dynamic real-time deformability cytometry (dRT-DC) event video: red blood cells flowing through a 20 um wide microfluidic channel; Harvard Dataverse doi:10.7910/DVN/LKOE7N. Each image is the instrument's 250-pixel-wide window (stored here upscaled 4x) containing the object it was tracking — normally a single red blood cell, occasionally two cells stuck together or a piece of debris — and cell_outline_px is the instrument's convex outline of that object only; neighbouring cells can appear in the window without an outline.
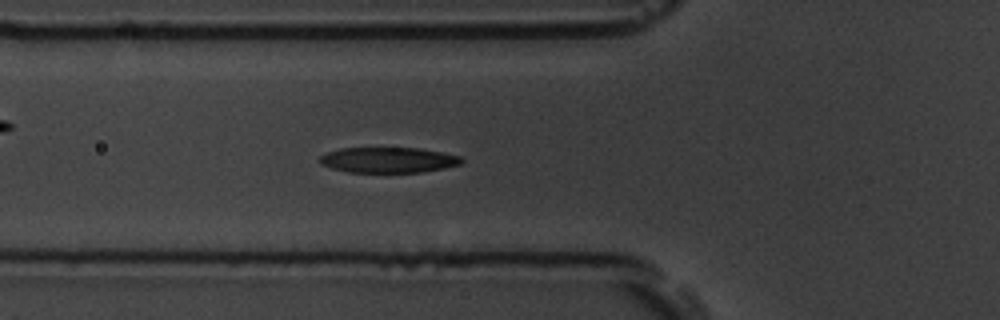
{"species": "common noctule bat (a hibernating species)", "species_latin": "Nyctalus noctula", "temperature_condition": "room temperature", "stored_images_in_passage": 50, "camera_frame_rate_fps": 3000, "um_per_image_px": 0.085, "animal": {"sex": "male", "body_mass_g": 19.5, "forearm_length_mm": 54.6}, "frame": {"image": 1, "passage_image": 13, "time_ms": 4.0, "image_size_px": [1000, 320], "cell_outline_px": [[464, 160], [460, 164], [444, 168], [420, 172], [348, 172], [332, 168], [320, 164], [316, 160], [320, 156], [328, 152], [340, 148], [420, 148], [460, 156]], "centroid_in_image_um": [32.96, 13.6], "position_along_channel_um": 92.8, "area_um2": 21.04}}
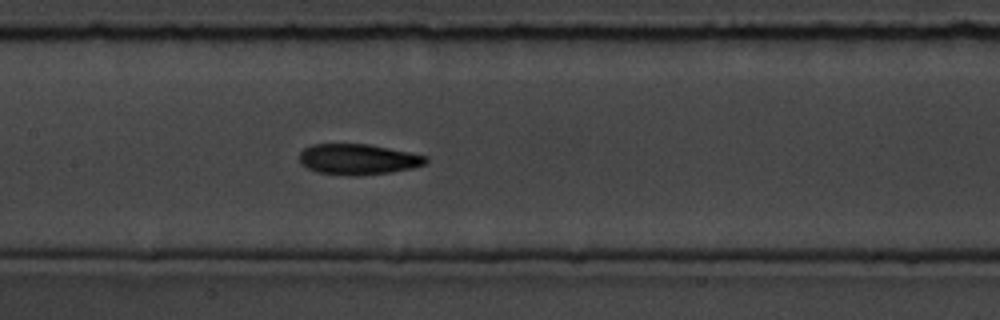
{"frame": {"image": 2, "passage_image": 20, "time_ms": 6.333, "image_size_px": [1000, 320], "cell_outline_px": [[428, 160], [424, 164], [412, 168], [392, 172], [356, 176], [352, 176], [316, 172], [300, 164], [300, 152], [304, 148], [312, 144], [368, 144], [428, 156]], "centroid_in_image_um": [30.41, 13.54], "position_along_channel_um": 177.0, "area_um2": 22.6}}
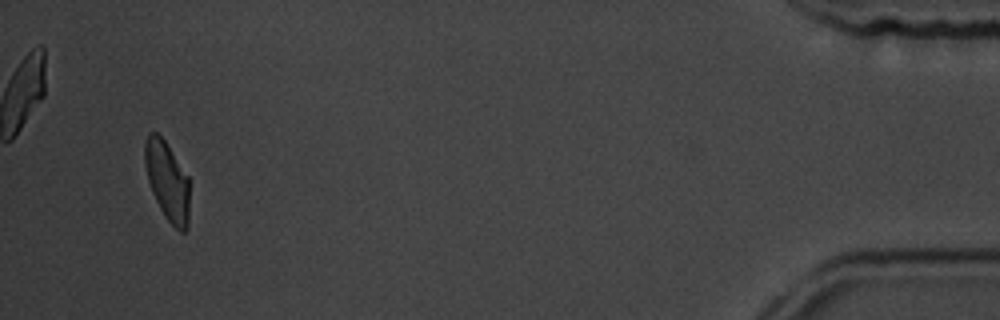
{"frame": {"image": 3, "passage_image": 47, "time_ms": 15.333, "image_size_px": [1000, 320], "cell_outline_px": [[188, 228], [184, 232], [180, 232], [164, 216], [152, 192], [148, 180], [144, 164], [144, 144], [148, 132], [156, 132], [164, 140], [188, 176]], "centroid_in_image_um": [14.2, 15.37], "position_along_channel_um": 421.0, "area_um2": 20.4}, "authors_computed_cell_mechanics": {"area_um2": 21.8195, "velocity_mm_per_s": 3.5874, "shape_relaxation_time_tau1_ms": 2.757, "shape_relaxation_time_tau2_ms": 3.1446, "deformation_change_tau1": 0.1499, "deformation_change_tau2": 0.1025}}